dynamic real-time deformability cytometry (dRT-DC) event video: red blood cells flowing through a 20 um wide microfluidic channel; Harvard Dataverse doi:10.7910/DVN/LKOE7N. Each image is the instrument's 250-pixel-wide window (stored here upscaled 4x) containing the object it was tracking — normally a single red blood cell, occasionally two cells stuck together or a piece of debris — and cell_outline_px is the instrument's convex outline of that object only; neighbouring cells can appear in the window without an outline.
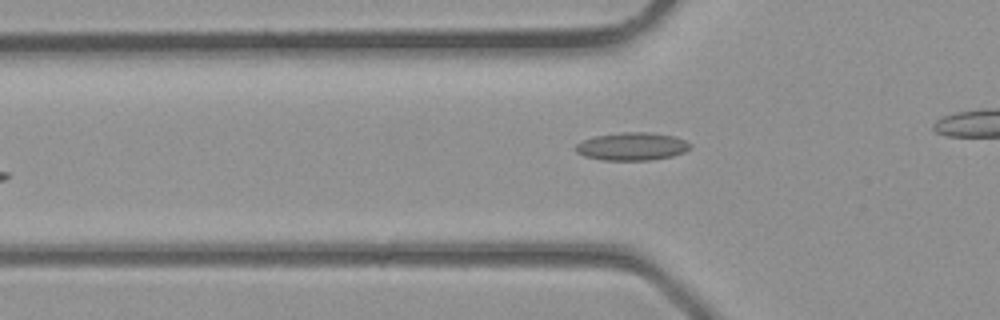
{"species": "common noctule bat (a hibernating species)", "species_latin": "Nyctalus noctula", "temperature_condition": "room temperature", "stored_images_in_passage": 5, "camera_frame_rate_fps": 3000, "um_per_image_px": 0.085, "animal": {"sex": "male", "body_mass_g": 23.1, "forearm_length_mm": 52.7}, "frame": {"image": 1, "passage_image": 5, "time_ms": 1.333, "image_size_px": [1000, 320], "cell_outline_px": [[692, 148], [684, 152], [672, 156], [648, 160], [600, 160], [584, 156], [576, 152], [572, 148], [576, 144], [584, 140], [596, 136], [624, 132], [648, 132], [676, 136], [692, 144]], "centroid_in_image_um": [53.72, 12.45], "position_along_channel_um": 72.1, "area_um2": 18.73}}